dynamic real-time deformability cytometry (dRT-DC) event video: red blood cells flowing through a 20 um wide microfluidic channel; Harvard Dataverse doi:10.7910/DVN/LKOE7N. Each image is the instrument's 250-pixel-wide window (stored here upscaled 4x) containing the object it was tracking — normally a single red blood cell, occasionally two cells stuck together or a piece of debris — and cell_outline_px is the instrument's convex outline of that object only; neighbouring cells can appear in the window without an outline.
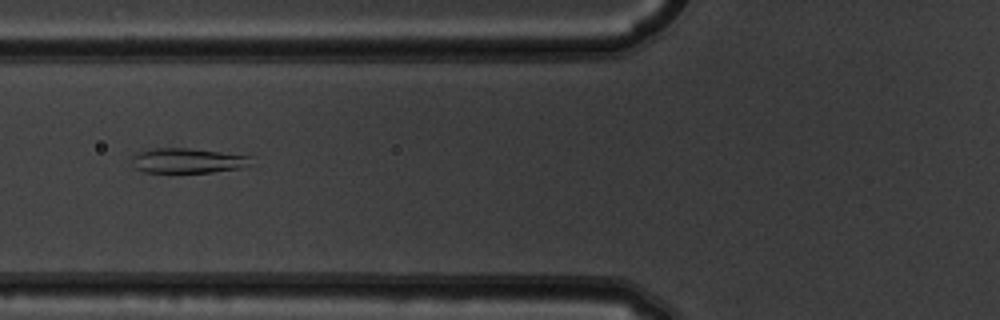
{"species": "common noctule bat (a hibernating species)", "species_latin": "Nyctalus noctula", "temperature_condition": "warm", "stored_images_in_passage": 9, "camera_frame_rate_fps": 3000, "um_per_image_px": 0.085, "animal": {"sex": "male", "body_mass_g": 19.5, "forearm_length_mm": 54.6}, "frame": {"image": 1, "passage_image": 6, "time_ms": 1.667, "image_size_px": [1000, 320], "cell_outline_px": [[252, 156], [240, 168], [212, 172], [144, 172], [136, 168], [132, 156], [136, 152], [152, 148], [188, 148]], "centroid_in_image_um": [15.87, 13.64], "position_along_channel_um": 109.9, "area_um2": 16.88}}
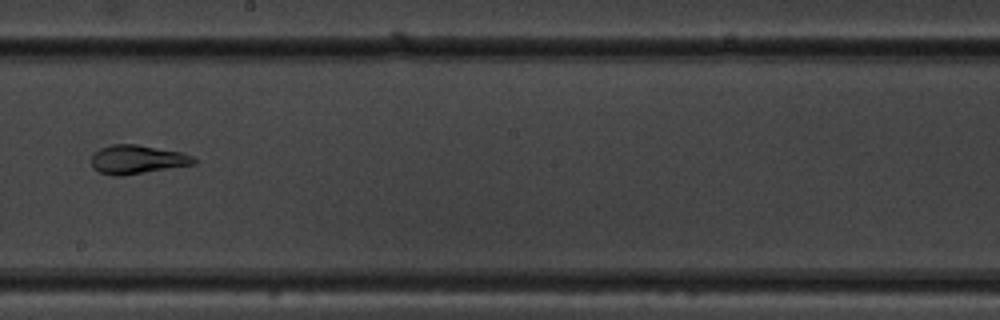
{"frame": {"image": 2, "passage_image": 9, "time_ms": 2.667, "image_size_px": [1000, 320], "cell_outline_px": [[196, 164], [120, 176], [112, 176], [100, 172], [92, 168], [92, 156], [100, 148], [112, 144], [136, 144], [184, 152], [192, 156], [196, 160]], "centroid_in_image_um": [11.68, 13.55], "position_along_channel_um": 236.5, "area_um2": 17.22}}